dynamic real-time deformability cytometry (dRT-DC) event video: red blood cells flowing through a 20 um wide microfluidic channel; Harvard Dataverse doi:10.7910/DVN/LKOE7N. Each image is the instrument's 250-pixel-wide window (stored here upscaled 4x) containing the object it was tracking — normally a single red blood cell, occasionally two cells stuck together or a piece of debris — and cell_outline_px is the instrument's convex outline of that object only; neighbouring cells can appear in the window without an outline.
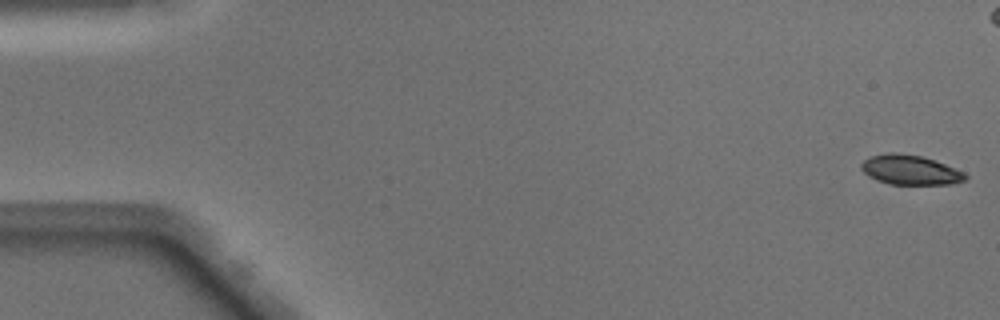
{"species": "Egyptian fruit bat (a non-hibernating species)", "species_latin": "Rousettus aegyptiacus", "temperature_condition": "warm", "stored_images_in_passage": 51, "camera_frame_rate_fps": 3000, "um_per_image_px": 0.085, "animal": {"sex": "male"}, "frame": {"image": 1, "passage_image": 1, "time_ms": 0.0, "image_size_px": [1000, 320], "cell_outline_px": [[968, 176], [964, 180], [948, 184], [888, 184], [876, 180], [864, 172], [860, 168], [860, 164], [868, 156], [888, 152], [896, 152], [920, 156], [944, 164], [964, 172]], "centroid_in_image_um": [77.3, 14.43], "position_along_channel_um": 7.7, "area_um2": 17.86}}
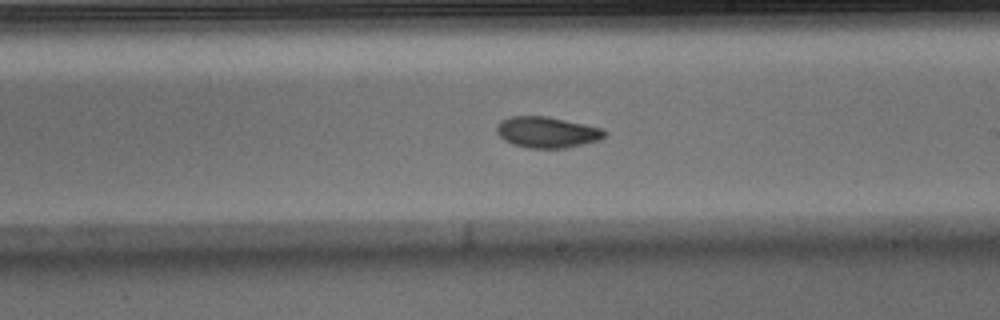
{"frame": {"image": 2, "passage_image": 29, "time_ms": 9.333, "image_size_px": [1000, 320], "cell_outline_px": [[608, 136], [600, 140], [568, 148], [528, 148], [512, 144], [504, 140], [496, 132], [496, 124], [500, 120], [512, 116], [548, 116], [604, 128], [608, 132]], "centroid_in_image_um": [46.54, 11.24], "position_along_channel_um": 242.5, "area_um2": 19.94}}
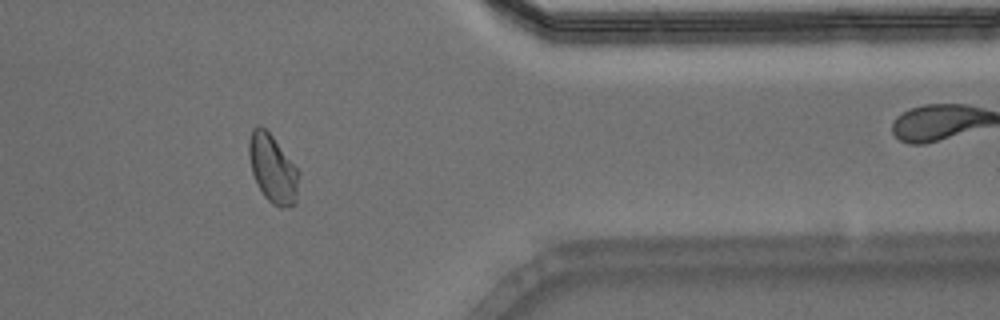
{"frame": {"image": 3, "passage_image": 41, "time_ms": 13.333, "image_size_px": [1000, 320], "cell_outline_px": [[296, 204], [280, 208], [272, 204], [264, 196], [252, 172], [248, 156], [248, 140], [252, 128], [256, 124], [260, 124], [272, 136], [296, 168]], "centroid_in_image_um": [23.11, 14.31], "position_along_channel_um": 388.3, "area_um2": 19.25}, "authors_computed_cell_mechanics": {"area_um2": 19.5364, "velocity_mm_per_s": 4.0593, "shape_relaxation_time_tau1_ms": 10.7146, "shape_relaxation_time_tau2_ms": 1.5634, "deformation_change_tau1": 0.233, "deformation_change_tau2": 0.0382}}